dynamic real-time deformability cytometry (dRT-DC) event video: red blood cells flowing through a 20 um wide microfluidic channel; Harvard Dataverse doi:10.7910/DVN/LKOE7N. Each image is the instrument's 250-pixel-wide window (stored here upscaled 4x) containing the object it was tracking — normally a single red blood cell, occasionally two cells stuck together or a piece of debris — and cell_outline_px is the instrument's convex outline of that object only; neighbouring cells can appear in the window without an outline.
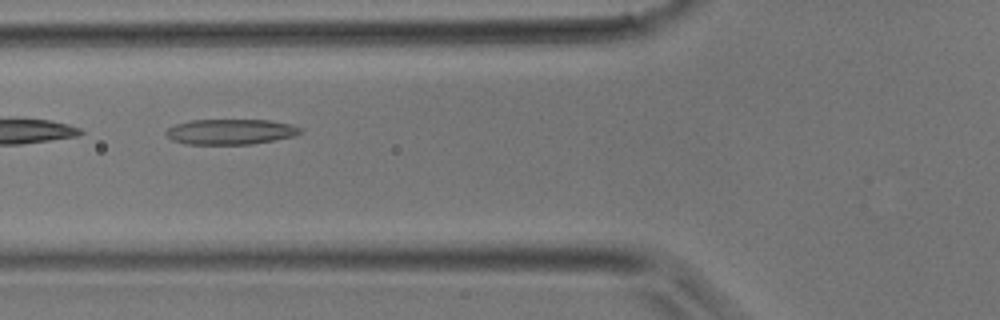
{"species": "common noctule bat (a hibernating species)", "species_latin": "Nyctalus noctula", "temperature_condition": "room temperature", "stored_images_in_passage": 17, "camera_frame_rate_fps": 3000, "um_per_image_px": 0.085, "animal": {"sex": "male", "body_mass_g": 17.9}, "frame": {"image": 1, "passage_image": 3, "time_ms": 0.667, "image_size_px": [1000, 320], "cell_outline_px": [[304, 132], [296, 136], [252, 144], [184, 144], [172, 140], [164, 132], [168, 128], [176, 124], [192, 120], [268, 120], [292, 124], [300, 128]], "centroid_in_image_um": [19.62, 11.2], "position_along_channel_um": 106.2, "area_um2": 19.94}}